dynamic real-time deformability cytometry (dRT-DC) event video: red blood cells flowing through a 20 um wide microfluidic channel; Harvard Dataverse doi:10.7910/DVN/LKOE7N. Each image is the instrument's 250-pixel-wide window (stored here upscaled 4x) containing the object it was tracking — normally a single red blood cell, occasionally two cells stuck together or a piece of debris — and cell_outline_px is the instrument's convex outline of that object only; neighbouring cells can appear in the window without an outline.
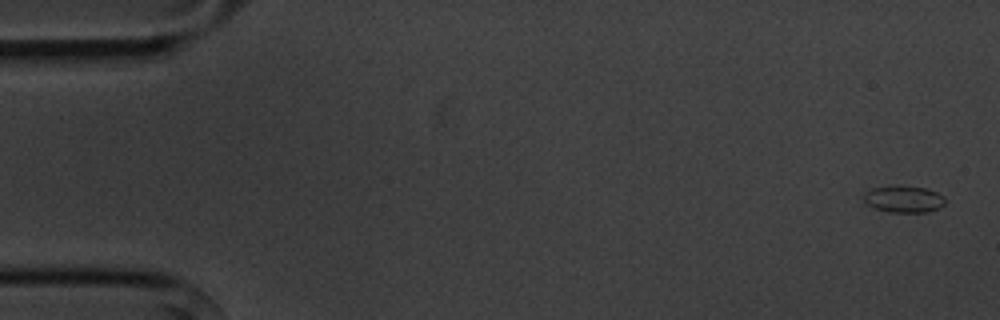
{"species": "common noctule bat (a hibernating species)", "species_latin": "Nyctalus noctula", "temperature_condition": "cold", "stored_images_in_passage": 5, "camera_frame_rate_fps": 3000, "um_per_image_px": 0.085, "animal": {"sex": "male", "body_mass_g": 20.1, "forearm_length_mm": 53.5}, "frame": {"image": 1, "passage_image": 1, "time_ms": 0.0, "image_size_px": [1000, 320], "cell_outline_px": [[944, 204], [928, 212], [888, 212], [876, 208], [868, 204], [860, 196], [864, 192], [872, 188], [924, 188], [936, 192], [944, 196]], "centroid_in_image_um": [76.79, 16.96], "position_along_channel_um": 8.2, "area_um2": 12.08}}
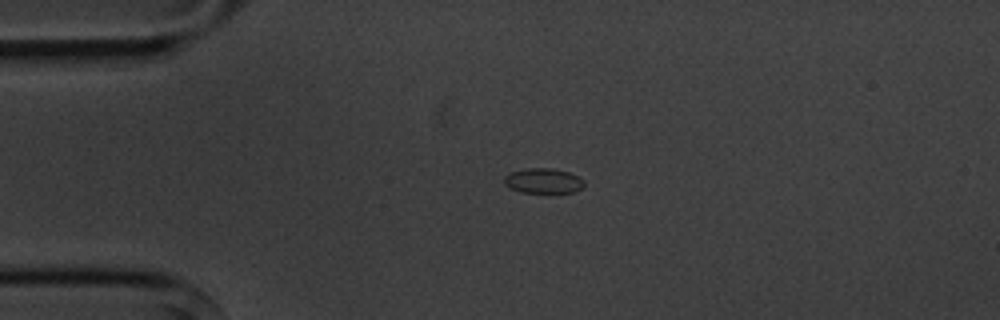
{"frame": {"image": 2, "passage_image": 4, "time_ms": 3.667, "image_size_px": [1000, 320], "cell_outline_px": [[584, 188], [572, 192], [520, 192], [504, 184], [504, 176], [512, 172], [528, 168], [552, 168], [568, 172], [584, 180]], "centroid_in_image_um": [46.19, 15.37], "position_along_channel_um": 38.8, "area_um2": 11.5}}